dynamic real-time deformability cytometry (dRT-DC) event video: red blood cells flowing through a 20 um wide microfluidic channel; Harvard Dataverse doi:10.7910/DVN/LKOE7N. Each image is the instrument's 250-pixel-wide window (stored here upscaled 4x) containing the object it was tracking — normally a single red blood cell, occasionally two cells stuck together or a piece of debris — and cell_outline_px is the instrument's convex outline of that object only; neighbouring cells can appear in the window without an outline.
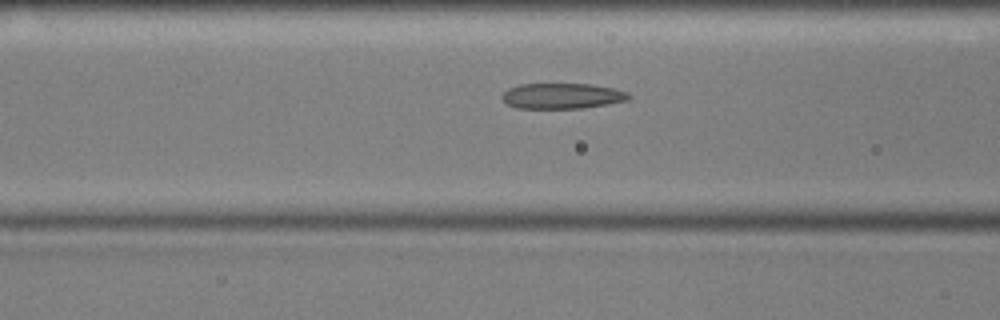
{"species": "common noctule bat (a hibernating species)", "species_latin": "Nyctalus noctula", "temperature_condition": "cold", "stored_images_in_passage": 48, "camera_frame_rate_fps": 3000, "um_per_image_px": 0.085, "animal": {"sex": "male", "body_mass_g": 17.9, "forearm_length_mm": 54.2}, "frame": {"image": 1, "passage_image": 14, "time_ms": 4.333, "image_size_px": [1000, 320], "cell_outline_px": [[632, 96], [628, 100], [608, 104], [580, 108], [516, 108], [508, 104], [500, 96], [508, 88], [520, 84], [592, 84], [612, 88], [628, 92]], "centroid_in_image_um": [47.78, 8.15], "position_along_channel_um": 118.8, "area_um2": 18.84}}
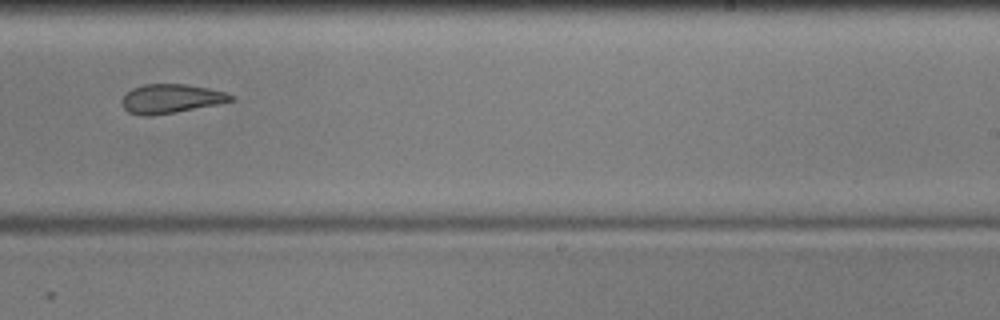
{"frame": {"image": 2, "passage_image": 27, "time_ms": 8.667, "image_size_px": [1000, 320], "cell_outline_px": [[236, 100], [176, 112], [152, 116], [140, 116], [128, 112], [120, 104], [120, 100], [132, 88], [144, 84], [188, 84], [208, 88], [224, 92], [236, 96]], "centroid_in_image_um": [14.51, 8.39], "position_along_channel_um": 274.5, "area_um2": 18.61}}
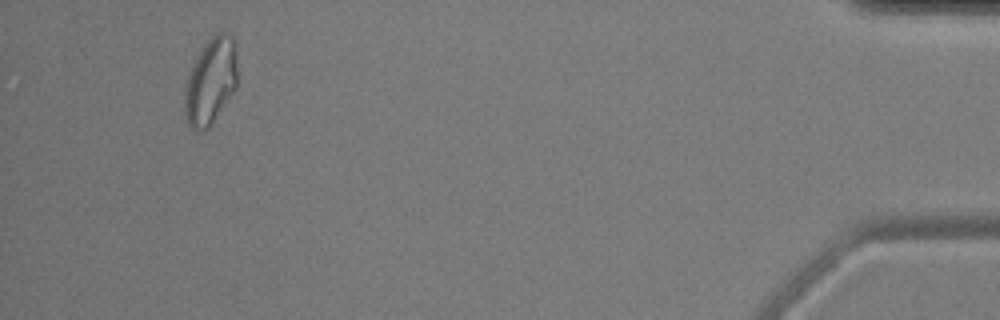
{"frame": {"image": 3, "passage_image": 45, "time_ms": 14.667, "image_size_px": [1000, 320], "cell_outline_px": [[236, 88], [208, 128], [200, 132], [196, 132], [188, 124], [184, 112], [184, 96], [188, 76], [204, 44], [216, 32], [228, 32], [232, 36], [236, 52]], "centroid_in_image_um": [17.9, 6.92], "position_along_channel_um": 417.3, "area_um2": 26.24}, "authors_computed_cell_mechanics": {"area_um2": 20.23, "velocity_mm_per_s": 3.5915, "shape_relaxation_time_tau1_ms": null, "shape_relaxation_time_tau2_ms": 3.8531, "deformation_change_tau1": null, "deformation_change_tau2": 0.1209}}